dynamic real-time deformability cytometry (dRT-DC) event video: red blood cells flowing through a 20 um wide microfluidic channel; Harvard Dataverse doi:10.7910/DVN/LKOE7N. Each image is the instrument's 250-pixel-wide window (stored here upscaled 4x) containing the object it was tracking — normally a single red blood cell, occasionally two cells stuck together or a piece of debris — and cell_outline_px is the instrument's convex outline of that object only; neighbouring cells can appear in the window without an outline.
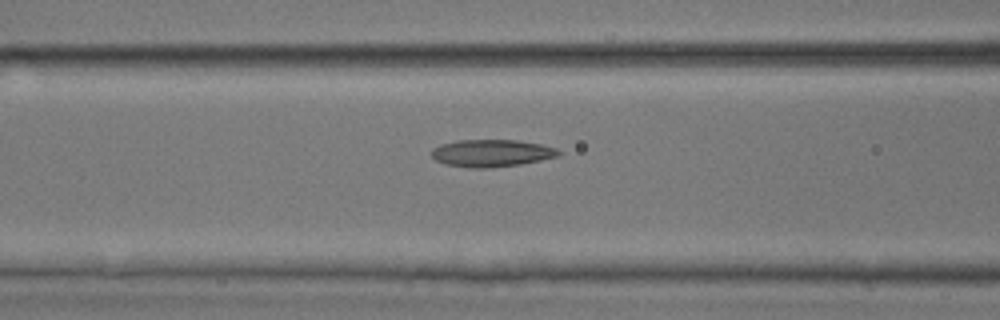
{"species": "common noctule bat (a hibernating species)", "species_latin": "Nyctalus noctula", "temperature_condition": "room temperature", "stored_images_in_passage": 17, "camera_frame_rate_fps": 3000, "um_per_image_px": 0.085, "animal": {"sex": "male", "body_mass_g": 17.9, "forearm_length_mm": 54.2}, "frame": {"image": 1, "passage_image": 15, "time_ms": 4.667, "image_size_px": [1000, 320], "cell_outline_px": [[560, 152], [556, 156], [540, 160], [520, 164], [488, 168], [468, 168], [444, 164], [436, 160], [432, 156], [432, 148], [440, 144], [456, 140], [516, 140], [540, 144], [556, 148]], "centroid_in_image_um": [41.72, 13.01], "position_along_channel_um": 124.9, "area_um2": 20.11}}